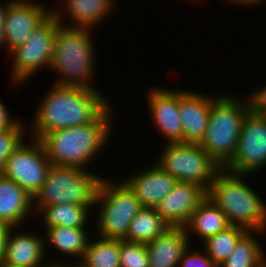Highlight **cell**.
Here are the masks:
<instances>
[{"instance_id":"obj_6","label":"cell","mask_w":266,"mask_h":267,"mask_svg":"<svg viewBox=\"0 0 266 267\" xmlns=\"http://www.w3.org/2000/svg\"><path fill=\"white\" fill-rule=\"evenodd\" d=\"M102 179L85 169L51 164L46 181L33 197L34 213L59 203L94 206Z\"/></svg>"},{"instance_id":"obj_29","label":"cell","mask_w":266,"mask_h":267,"mask_svg":"<svg viewBox=\"0 0 266 267\" xmlns=\"http://www.w3.org/2000/svg\"><path fill=\"white\" fill-rule=\"evenodd\" d=\"M26 124L20 120L13 128L0 131V171L8 157L24 142Z\"/></svg>"},{"instance_id":"obj_1","label":"cell","mask_w":266,"mask_h":267,"mask_svg":"<svg viewBox=\"0 0 266 267\" xmlns=\"http://www.w3.org/2000/svg\"><path fill=\"white\" fill-rule=\"evenodd\" d=\"M104 96L98 90L52 84L36 109L30 138L40 140L52 130L93 122L110 105Z\"/></svg>"},{"instance_id":"obj_27","label":"cell","mask_w":266,"mask_h":267,"mask_svg":"<svg viewBox=\"0 0 266 267\" xmlns=\"http://www.w3.org/2000/svg\"><path fill=\"white\" fill-rule=\"evenodd\" d=\"M248 232L247 229L230 225L225 230L203 241L207 255L219 266L228 259L238 241Z\"/></svg>"},{"instance_id":"obj_2","label":"cell","mask_w":266,"mask_h":267,"mask_svg":"<svg viewBox=\"0 0 266 267\" xmlns=\"http://www.w3.org/2000/svg\"><path fill=\"white\" fill-rule=\"evenodd\" d=\"M111 106L112 103L93 122L45 134L40 141L50 163L86 170L110 141L114 112Z\"/></svg>"},{"instance_id":"obj_23","label":"cell","mask_w":266,"mask_h":267,"mask_svg":"<svg viewBox=\"0 0 266 267\" xmlns=\"http://www.w3.org/2000/svg\"><path fill=\"white\" fill-rule=\"evenodd\" d=\"M95 206H78L73 204H55L44 206L38 213L41 214L44 227L63 226L68 228L88 227L89 215ZM88 219V220H87Z\"/></svg>"},{"instance_id":"obj_17","label":"cell","mask_w":266,"mask_h":267,"mask_svg":"<svg viewBox=\"0 0 266 267\" xmlns=\"http://www.w3.org/2000/svg\"><path fill=\"white\" fill-rule=\"evenodd\" d=\"M137 172L131 174L124 182L134 192L143 207L154 208L177 183V180L156 162L152 167H148V169L146 167L143 171Z\"/></svg>"},{"instance_id":"obj_32","label":"cell","mask_w":266,"mask_h":267,"mask_svg":"<svg viewBox=\"0 0 266 267\" xmlns=\"http://www.w3.org/2000/svg\"><path fill=\"white\" fill-rule=\"evenodd\" d=\"M8 111L3 101L0 100V131L11 129L20 121L19 118L13 119Z\"/></svg>"},{"instance_id":"obj_30","label":"cell","mask_w":266,"mask_h":267,"mask_svg":"<svg viewBox=\"0 0 266 267\" xmlns=\"http://www.w3.org/2000/svg\"><path fill=\"white\" fill-rule=\"evenodd\" d=\"M190 250L193 252H190ZM203 251L204 253L193 250L191 246H188L179 261L178 267H218L207 255L205 249H203Z\"/></svg>"},{"instance_id":"obj_28","label":"cell","mask_w":266,"mask_h":267,"mask_svg":"<svg viewBox=\"0 0 266 267\" xmlns=\"http://www.w3.org/2000/svg\"><path fill=\"white\" fill-rule=\"evenodd\" d=\"M120 267H149V253L144 243L120 240Z\"/></svg>"},{"instance_id":"obj_26","label":"cell","mask_w":266,"mask_h":267,"mask_svg":"<svg viewBox=\"0 0 266 267\" xmlns=\"http://www.w3.org/2000/svg\"><path fill=\"white\" fill-rule=\"evenodd\" d=\"M119 256L120 240L98 237L89 242L84 256L78 263L82 267H120Z\"/></svg>"},{"instance_id":"obj_35","label":"cell","mask_w":266,"mask_h":267,"mask_svg":"<svg viewBox=\"0 0 266 267\" xmlns=\"http://www.w3.org/2000/svg\"><path fill=\"white\" fill-rule=\"evenodd\" d=\"M6 3H9L8 2H5V5L1 4L0 5V26H4V22H5V16H6V13H7V4Z\"/></svg>"},{"instance_id":"obj_24","label":"cell","mask_w":266,"mask_h":267,"mask_svg":"<svg viewBox=\"0 0 266 267\" xmlns=\"http://www.w3.org/2000/svg\"><path fill=\"white\" fill-rule=\"evenodd\" d=\"M171 227L152 207H142L131 221L125 241L147 244Z\"/></svg>"},{"instance_id":"obj_15","label":"cell","mask_w":266,"mask_h":267,"mask_svg":"<svg viewBox=\"0 0 266 267\" xmlns=\"http://www.w3.org/2000/svg\"><path fill=\"white\" fill-rule=\"evenodd\" d=\"M218 96L179 90V113L182 124V143L200 144L205 137L211 103Z\"/></svg>"},{"instance_id":"obj_31","label":"cell","mask_w":266,"mask_h":267,"mask_svg":"<svg viewBox=\"0 0 266 267\" xmlns=\"http://www.w3.org/2000/svg\"><path fill=\"white\" fill-rule=\"evenodd\" d=\"M247 99L252 113L266 116V86L252 91Z\"/></svg>"},{"instance_id":"obj_18","label":"cell","mask_w":266,"mask_h":267,"mask_svg":"<svg viewBox=\"0 0 266 267\" xmlns=\"http://www.w3.org/2000/svg\"><path fill=\"white\" fill-rule=\"evenodd\" d=\"M34 213L33 197L0 173V222L19 227ZM22 223V224H21Z\"/></svg>"},{"instance_id":"obj_4","label":"cell","mask_w":266,"mask_h":267,"mask_svg":"<svg viewBox=\"0 0 266 267\" xmlns=\"http://www.w3.org/2000/svg\"><path fill=\"white\" fill-rule=\"evenodd\" d=\"M248 174L222 168L208 189V197L225 213L230 225L266 231V203L246 182Z\"/></svg>"},{"instance_id":"obj_16","label":"cell","mask_w":266,"mask_h":267,"mask_svg":"<svg viewBox=\"0 0 266 267\" xmlns=\"http://www.w3.org/2000/svg\"><path fill=\"white\" fill-rule=\"evenodd\" d=\"M9 231L2 265L9 267H43L46 261L44 235L26 231ZM15 229V230H14ZM17 232V233H16ZM22 232V233H21Z\"/></svg>"},{"instance_id":"obj_37","label":"cell","mask_w":266,"mask_h":267,"mask_svg":"<svg viewBox=\"0 0 266 267\" xmlns=\"http://www.w3.org/2000/svg\"><path fill=\"white\" fill-rule=\"evenodd\" d=\"M3 27L4 26H0V48L2 46H5V40H4V36H3Z\"/></svg>"},{"instance_id":"obj_13","label":"cell","mask_w":266,"mask_h":267,"mask_svg":"<svg viewBox=\"0 0 266 267\" xmlns=\"http://www.w3.org/2000/svg\"><path fill=\"white\" fill-rule=\"evenodd\" d=\"M208 197V191L191 182L177 181L172 191L154 208L171 227H185L194 210Z\"/></svg>"},{"instance_id":"obj_34","label":"cell","mask_w":266,"mask_h":267,"mask_svg":"<svg viewBox=\"0 0 266 267\" xmlns=\"http://www.w3.org/2000/svg\"><path fill=\"white\" fill-rule=\"evenodd\" d=\"M228 3H233V4H236V5H242V6H255V5H258V4H262L265 0H224Z\"/></svg>"},{"instance_id":"obj_20","label":"cell","mask_w":266,"mask_h":267,"mask_svg":"<svg viewBox=\"0 0 266 267\" xmlns=\"http://www.w3.org/2000/svg\"><path fill=\"white\" fill-rule=\"evenodd\" d=\"M64 2L65 6L63 8L65 13L61 9H55L54 7L51 10L59 23L64 25V18L67 13L72 22V24H67V26L71 27L72 25V27L90 29H94L100 23L102 24V21L104 22L106 17L110 16V12L114 11L115 7V0H65Z\"/></svg>"},{"instance_id":"obj_22","label":"cell","mask_w":266,"mask_h":267,"mask_svg":"<svg viewBox=\"0 0 266 267\" xmlns=\"http://www.w3.org/2000/svg\"><path fill=\"white\" fill-rule=\"evenodd\" d=\"M86 228H68L63 226L43 228L45 230L44 243L46 245V253L47 244L51 243L52 249H57L56 251L62 252L66 256L78 257L77 259L81 261L89 242L93 239L92 237L90 238Z\"/></svg>"},{"instance_id":"obj_19","label":"cell","mask_w":266,"mask_h":267,"mask_svg":"<svg viewBox=\"0 0 266 267\" xmlns=\"http://www.w3.org/2000/svg\"><path fill=\"white\" fill-rule=\"evenodd\" d=\"M189 244L191 241L185 227H169L161 236L146 244L149 267H178Z\"/></svg>"},{"instance_id":"obj_14","label":"cell","mask_w":266,"mask_h":267,"mask_svg":"<svg viewBox=\"0 0 266 267\" xmlns=\"http://www.w3.org/2000/svg\"><path fill=\"white\" fill-rule=\"evenodd\" d=\"M148 105L157 131L167 143H182V124L179 113V89L150 88Z\"/></svg>"},{"instance_id":"obj_7","label":"cell","mask_w":266,"mask_h":267,"mask_svg":"<svg viewBox=\"0 0 266 267\" xmlns=\"http://www.w3.org/2000/svg\"><path fill=\"white\" fill-rule=\"evenodd\" d=\"M94 206L99 207L97 237L113 240L126 238L131 221L143 207L124 181L113 183L106 178L100 183Z\"/></svg>"},{"instance_id":"obj_36","label":"cell","mask_w":266,"mask_h":267,"mask_svg":"<svg viewBox=\"0 0 266 267\" xmlns=\"http://www.w3.org/2000/svg\"><path fill=\"white\" fill-rule=\"evenodd\" d=\"M66 263H61V261L60 262H53V263H51V264H49V263H47V265H45V266H43V267H72V265L70 264V265H65Z\"/></svg>"},{"instance_id":"obj_12","label":"cell","mask_w":266,"mask_h":267,"mask_svg":"<svg viewBox=\"0 0 266 267\" xmlns=\"http://www.w3.org/2000/svg\"><path fill=\"white\" fill-rule=\"evenodd\" d=\"M51 10L40 1L9 0L3 27L6 47L3 48H7L9 53L24 44L31 33L52 14Z\"/></svg>"},{"instance_id":"obj_3","label":"cell","mask_w":266,"mask_h":267,"mask_svg":"<svg viewBox=\"0 0 266 267\" xmlns=\"http://www.w3.org/2000/svg\"><path fill=\"white\" fill-rule=\"evenodd\" d=\"M90 30L93 29L70 27L58 21L49 70L57 72L59 78L53 84L97 90L91 84L97 59Z\"/></svg>"},{"instance_id":"obj_33","label":"cell","mask_w":266,"mask_h":267,"mask_svg":"<svg viewBox=\"0 0 266 267\" xmlns=\"http://www.w3.org/2000/svg\"><path fill=\"white\" fill-rule=\"evenodd\" d=\"M11 228L8 224L0 222V264L4 259L6 240Z\"/></svg>"},{"instance_id":"obj_9","label":"cell","mask_w":266,"mask_h":267,"mask_svg":"<svg viewBox=\"0 0 266 267\" xmlns=\"http://www.w3.org/2000/svg\"><path fill=\"white\" fill-rule=\"evenodd\" d=\"M57 29L58 19L51 14L31 33L24 44L9 52L13 58L12 84H23L38 70L46 67L49 69Z\"/></svg>"},{"instance_id":"obj_25","label":"cell","mask_w":266,"mask_h":267,"mask_svg":"<svg viewBox=\"0 0 266 267\" xmlns=\"http://www.w3.org/2000/svg\"><path fill=\"white\" fill-rule=\"evenodd\" d=\"M260 233L262 235L266 232L248 231L238 241L228 259L218 267H266V254L257 237L254 236Z\"/></svg>"},{"instance_id":"obj_5","label":"cell","mask_w":266,"mask_h":267,"mask_svg":"<svg viewBox=\"0 0 266 267\" xmlns=\"http://www.w3.org/2000/svg\"><path fill=\"white\" fill-rule=\"evenodd\" d=\"M243 101L224 93L211 103L206 134L200 146L222 168L236 152L243 120L250 111L248 99Z\"/></svg>"},{"instance_id":"obj_38","label":"cell","mask_w":266,"mask_h":267,"mask_svg":"<svg viewBox=\"0 0 266 267\" xmlns=\"http://www.w3.org/2000/svg\"><path fill=\"white\" fill-rule=\"evenodd\" d=\"M72 264H73L72 267H82L78 262Z\"/></svg>"},{"instance_id":"obj_21","label":"cell","mask_w":266,"mask_h":267,"mask_svg":"<svg viewBox=\"0 0 266 267\" xmlns=\"http://www.w3.org/2000/svg\"><path fill=\"white\" fill-rule=\"evenodd\" d=\"M229 226L225 213L207 197L194 210L185 230L189 240H192L190 234H194L198 236L199 240L205 241Z\"/></svg>"},{"instance_id":"obj_8","label":"cell","mask_w":266,"mask_h":267,"mask_svg":"<svg viewBox=\"0 0 266 267\" xmlns=\"http://www.w3.org/2000/svg\"><path fill=\"white\" fill-rule=\"evenodd\" d=\"M156 162L177 181L196 183L207 191L222 169L200 146L191 143H165Z\"/></svg>"},{"instance_id":"obj_10","label":"cell","mask_w":266,"mask_h":267,"mask_svg":"<svg viewBox=\"0 0 266 267\" xmlns=\"http://www.w3.org/2000/svg\"><path fill=\"white\" fill-rule=\"evenodd\" d=\"M31 143V144H30ZM51 163L40 140L25 141L12 153L0 173L34 197L46 181Z\"/></svg>"},{"instance_id":"obj_11","label":"cell","mask_w":266,"mask_h":267,"mask_svg":"<svg viewBox=\"0 0 266 267\" xmlns=\"http://www.w3.org/2000/svg\"><path fill=\"white\" fill-rule=\"evenodd\" d=\"M266 166V116L249 111L242 123L236 152L224 167L231 173L248 174Z\"/></svg>"}]
</instances>
